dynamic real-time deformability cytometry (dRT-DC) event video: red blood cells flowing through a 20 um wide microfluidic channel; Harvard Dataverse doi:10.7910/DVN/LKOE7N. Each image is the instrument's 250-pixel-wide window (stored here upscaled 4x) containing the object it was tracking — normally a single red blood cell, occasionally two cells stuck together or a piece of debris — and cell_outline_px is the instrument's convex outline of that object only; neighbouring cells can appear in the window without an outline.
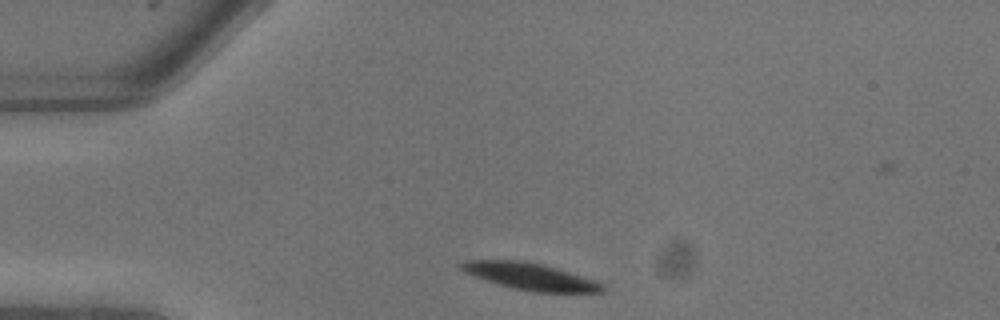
{"species": "common noctule bat (a hibernating species)", "species_latin": "Nyctalus noctula", "temperature_condition": "warm", "stored_images_in_passage": 4, "camera_frame_rate_fps": 3000, "um_per_image_px": 0.085, "animal": {"sex": "male", "body_mass_g": 13.3}, "frame": {"image": 1, "passage_image": 1, "time_ms": 0.0, "image_size_px": [1000, 320], "cell_outline_px": [[608, 288], [604, 292], [532, 292], [512, 288], [464, 272], [456, 264], [464, 260], [524, 260], [544, 264], [596, 280], [604, 284]], "centroid_in_image_um": [45.11, 23.49], "position_along_channel_um": 39.9, "area_um2": 22.31}}
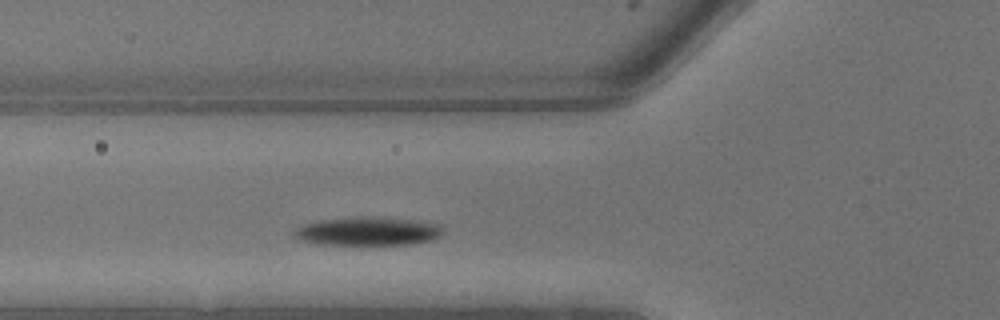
{"frame": {"image": 2, "passage_image": 4, "time_ms": 1.0, "image_size_px": [1000, 320], "cell_outline_px": [[444, 232], [440, 236], [432, 240], [412, 244], [316, 244], [296, 240], [292, 232], [296, 228], [304, 224], [320, 220], [360, 216], [364, 216], [408, 220], [436, 224], [444, 228]], "centroid_in_image_um": [31.2, 19.67], "position_along_channel_um": 94.6, "area_um2": 24.62}}